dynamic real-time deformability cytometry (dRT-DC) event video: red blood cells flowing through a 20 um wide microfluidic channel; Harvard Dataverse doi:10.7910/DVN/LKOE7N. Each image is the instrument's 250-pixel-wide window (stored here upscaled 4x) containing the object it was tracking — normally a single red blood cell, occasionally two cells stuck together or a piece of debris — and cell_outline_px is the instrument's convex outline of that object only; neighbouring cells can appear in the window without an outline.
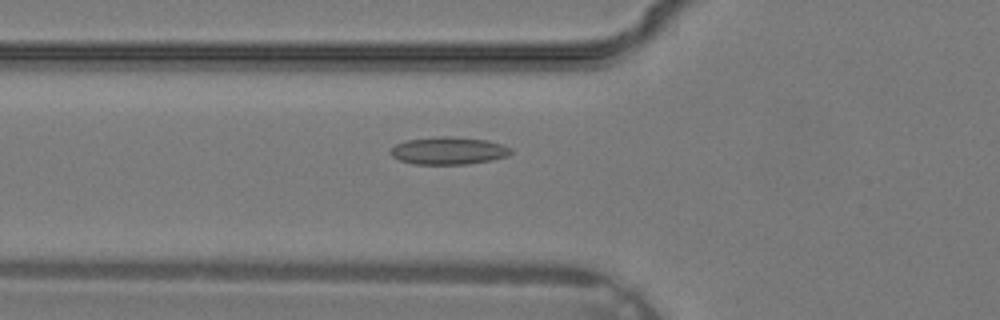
{"species": "common noctule bat (a hibernating species)", "species_latin": "Nyctalus noctula", "temperature_condition": "warm", "stored_images_in_passage": 35, "camera_frame_rate_fps": 3000, "um_per_image_px": 0.085, "animal": {"sex": "male", "body_mass_g": 19.2, "forearm_length_mm": 51.8}, "frame": {"image": 1, "passage_image": 12, "time_ms": 3.667, "image_size_px": [1000, 320], "cell_outline_px": [[512, 152], [508, 156], [492, 160], [468, 164], [412, 164], [400, 160], [392, 156], [388, 152], [396, 144], [408, 140], [440, 136], [452, 136], [488, 140], [512, 148]], "centroid_in_image_um": [38.14, 12.81], "position_along_channel_um": 87.7, "area_um2": 19.36}}
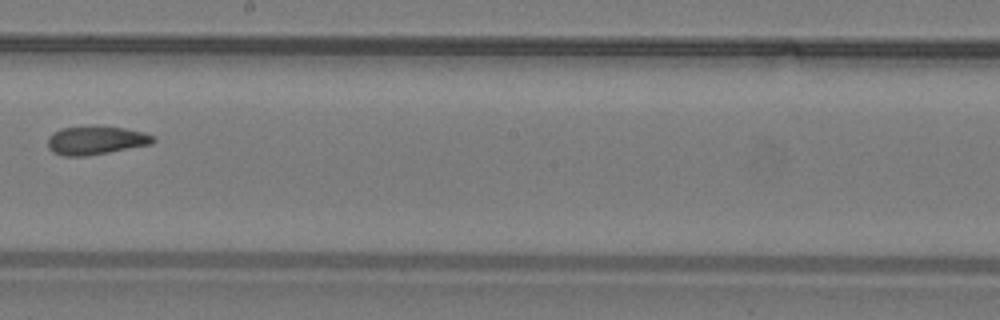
{"frame": {"image": 2, "passage_image": 20, "time_ms": 6.333, "image_size_px": [1000, 320], "cell_outline_px": [[156, 140], [152, 144], [108, 152], [84, 156], [64, 156], [52, 152], [48, 148], [48, 136], [52, 132], [60, 128], [124, 128], [144, 132], [156, 136]], "centroid_in_image_um": [8.15, 11.95], "position_along_channel_um": 240.1, "area_um2": 17.11}}
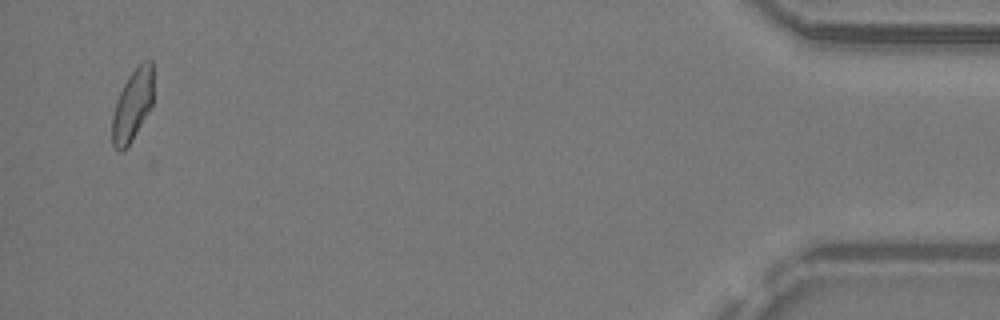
{"frame": {"image": 3, "passage_image": 34, "time_ms": 11.0, "image_size_px": [1000, 320], "cell_outline_px": [[152, 108], [132, 140], [120, 152], [112, 144], [112, 116], [116, 100], [128, 76], [144, 60], [152, 60]], "centroid_in_image_um": [11.26, 8.95], "position_along_channel_um": 423.9, "area_um2": 17.05}}